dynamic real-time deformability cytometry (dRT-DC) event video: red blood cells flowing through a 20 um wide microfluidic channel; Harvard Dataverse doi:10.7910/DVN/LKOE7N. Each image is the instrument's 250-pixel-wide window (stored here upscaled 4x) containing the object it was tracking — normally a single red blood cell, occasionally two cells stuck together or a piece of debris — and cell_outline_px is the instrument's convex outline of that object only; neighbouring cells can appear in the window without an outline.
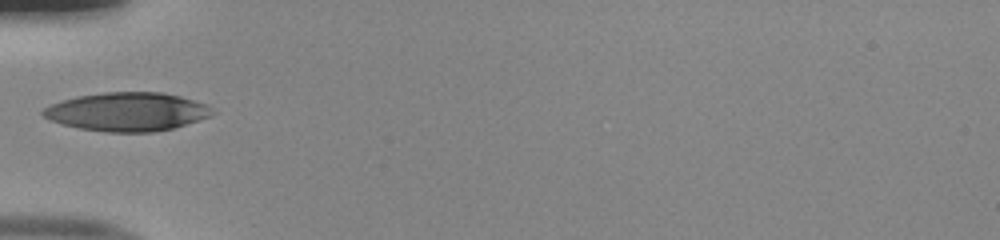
{"species": "human", "species_latin": "Homo sapiens", "temperature_condition": "room temperature", "stored_images_in_passage": 32, "camera_frame_rate_fps": 3000, "um_per_image_px": 0.085, "donor": {"sex": "male"}, "frame": {"image": 1, "passage_image": 1, "time_ms": 0.0, "image_size_px": [1000, 240], "cell_outline_px": [[216, 112], [208, 116], [172, 128], [152, 132], [108, 132], [80, 128], [64, 124], [52, 120], [44, 116], [40, 112], [44, 108], [60, 100], [76, 96], [104, 92], [160, 92], [180, 96], [208, 104]], "centroid_in_image_um": [10.8, 9.48], "position_along_channel_um": 74.2, "area_um2": 37.8}}
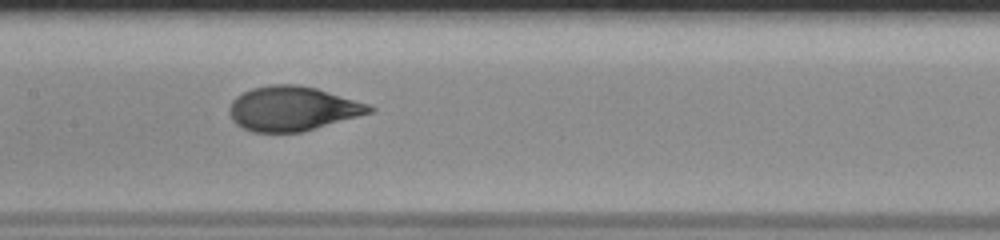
{"frame": {"image": 2, "passage_image": 9, "time_ms": 2.667, "image_size_px": [1000, 240], "cell_outline_px": [[376, 108], [372, 112], [300, 132], [252, 132], [236, 124], [232, 120], [228, 112], [228, 108], [232, 100], [236, 96], [252, 88], [268, 84], [296, 84], [316, 88], [368, 104]], "centroid_in_image_um": [24.8, 9.22], "position_along_channel_um": 182.6, "area_um2": 36.07}}
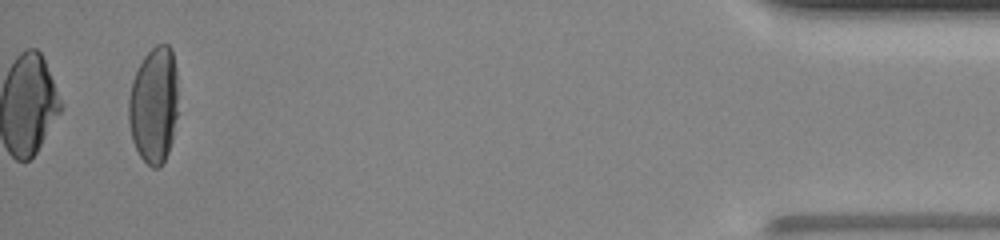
{"frame": {"image": 3, "passage_image": 32, "time_ms": 10.333, "image_size_px": [1000, 240], "cell_outline_px": [[176, 116], [172, 140], [168, 152], [160, 168], [152, 168], [140, 156], [132, 140], [128, 120], [128, 100], [132, 80], [144, 56], [156, 44], [168, 44], [172, 48], [176, 68]], "centroid_in_image_um": [13.06, 8.92], "position_along_channel_um": 422.1, "area_um2": 33.58}, "authors_computed_cell_mechanics": {"area_um2": 36.5007, "velocity_mm_per_s": 4.0362, "shape_relaxation_time_tau1_ms": 4.1554, "shape_relaxation_time_tau2_ms": null, "deformation_change_tau1": 0.1874, "deformation_change_tau2": null}}